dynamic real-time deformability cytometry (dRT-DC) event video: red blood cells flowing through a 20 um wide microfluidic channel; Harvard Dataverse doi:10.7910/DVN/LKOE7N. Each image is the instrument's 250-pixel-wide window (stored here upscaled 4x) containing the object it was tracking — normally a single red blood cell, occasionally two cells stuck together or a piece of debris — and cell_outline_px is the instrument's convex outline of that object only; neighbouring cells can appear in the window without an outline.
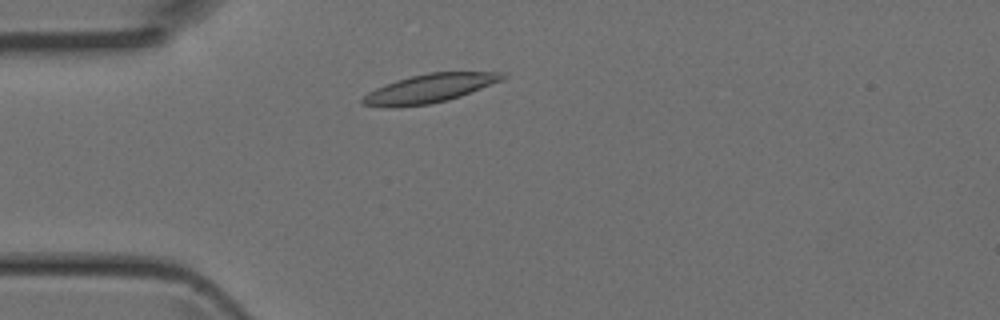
{"species": "Egyptian fruit bat (a non-hibernating species)", "species_latin": "Rousettus aegyptiacus", "temperature_condition": "room temperature", "stored_images_in_passage": 3, "camera_frame_rate_fps": 3000, "um_per_image_px": 0.085, "animal": {"sex": "female"}, "frame": {"image": 1, "passage_image": 3, "time_ms": 0.667, "image_size_px": [1000, 320], "cell_outline_px": [[508, 76], [500, 80], [460, 96], [448, 100], [428, 104], [360, 104], [360, 100], [368, 92], [384, 84], [396, 80], [428, 72], [504, 72]], "centroid_in_image_um": [36.58, 7.45], "position_along_channel_um": 48.4, "area_um2": 22.2}}